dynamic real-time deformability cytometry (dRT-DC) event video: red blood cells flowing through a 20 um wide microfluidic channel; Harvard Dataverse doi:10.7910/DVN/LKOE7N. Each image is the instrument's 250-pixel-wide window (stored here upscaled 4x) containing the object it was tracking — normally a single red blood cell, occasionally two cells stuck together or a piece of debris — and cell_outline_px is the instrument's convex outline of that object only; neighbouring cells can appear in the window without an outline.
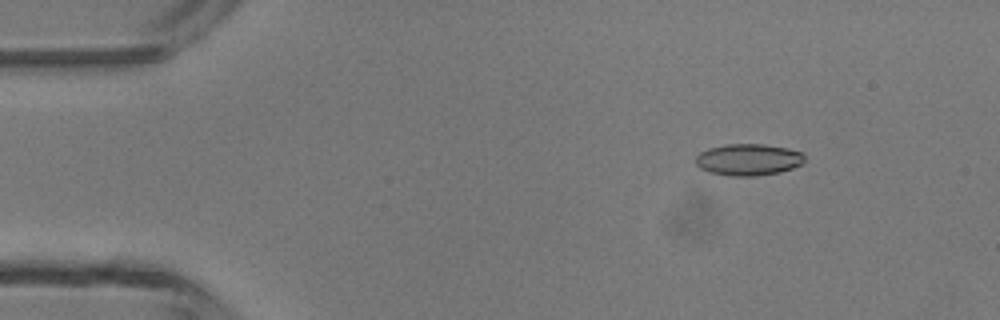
{"species": "common noctule bat (a hibernating species)", "species_latin": "Nyctalus noctula", "temperature_condition": "room temperature", "stored_images_in_passage": 4, "camera_frame_rate_fps": 3000, "um_per_image_px": 0.085, "animal": {"sex": "male", "body_mass_g": 13.3}, "frame": {"image": 1, "passage_image": 2, "time_ms": 1.333, "image_size_px": [1000, 320], "cell_outline_px": [[804, 164], [780, 172], [756, 176], [728, 176], [708, 172], [700, 168], [696, 164], [696, 156], [700, 152], [708, 148], [728, 144], [764, 144], [788, 148], [804, 152]], "centroid_in_image_um": [63.63, 13.57], "position_along_channel_um": 21.4, "area_um2": 20.35}}